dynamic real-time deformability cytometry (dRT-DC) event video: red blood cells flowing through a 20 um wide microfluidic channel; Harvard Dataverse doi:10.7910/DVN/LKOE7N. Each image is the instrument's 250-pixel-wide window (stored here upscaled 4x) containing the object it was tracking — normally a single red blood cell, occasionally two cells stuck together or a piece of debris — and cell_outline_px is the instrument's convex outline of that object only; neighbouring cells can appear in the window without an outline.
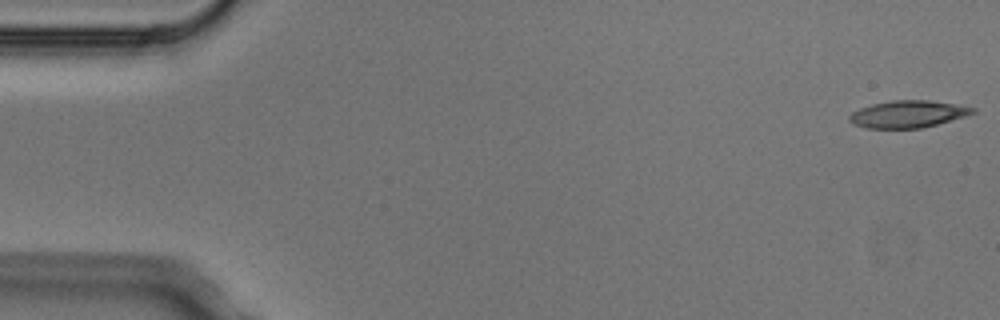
{"species": "Egyptian fruit bat (a non-hibernating species)", "species_latin": "Rousettus aegyptiacus", "temperature_condition": "cold", "stored_images_in_passage": 5, "camera_frame_rate_fps": 3000, "um_per_image_px": 0.085, "animal": {"sex": "male"}, "frame": {"image": 1, "passage_image": 1, "time_ms": 0.0, "image_size_px": [1000, 320], "cell_outline_px": [[976, 112], [964, 116], [936, 124], [920, 128], [864, 128], [852, 124], [848, 120], [848, 116], [852, 112], [860, 108], [872, 104], [892, 100], [928, 100], [976, 108]], "centroid_in_image_um": [77.1, 9.7], "position_along_channel_um": 7.9, "area_um2": 19.31}}
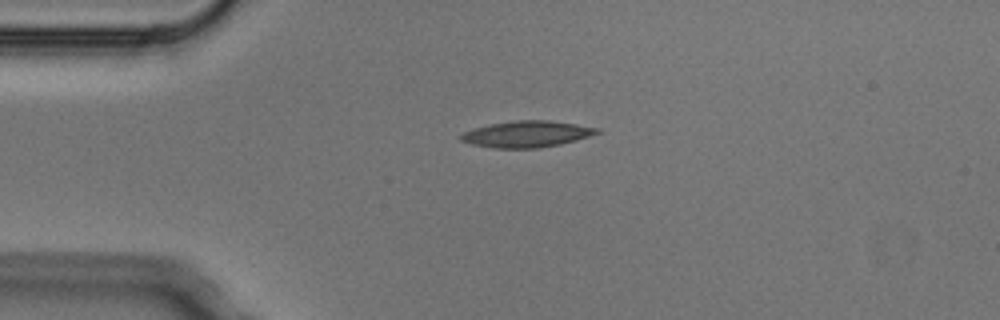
{"frame": {"image": 2, "passage_image": 4, "time_ms": 1.0, "image_size_px": [1000, 320], "cell_outline_px": [[604, 132], [576, 140], [560, 144], [540, 148], [492, 148], [472, 144], [460, 140], [460, 136], [464, 132], [488, 124], [516, 120], [548, 120], [576, 124], [600, 128]], "centroid_in_image_um": [44.83, 11.39], "position_along_channel_um": 40.2, "area_um2": 20.98}}